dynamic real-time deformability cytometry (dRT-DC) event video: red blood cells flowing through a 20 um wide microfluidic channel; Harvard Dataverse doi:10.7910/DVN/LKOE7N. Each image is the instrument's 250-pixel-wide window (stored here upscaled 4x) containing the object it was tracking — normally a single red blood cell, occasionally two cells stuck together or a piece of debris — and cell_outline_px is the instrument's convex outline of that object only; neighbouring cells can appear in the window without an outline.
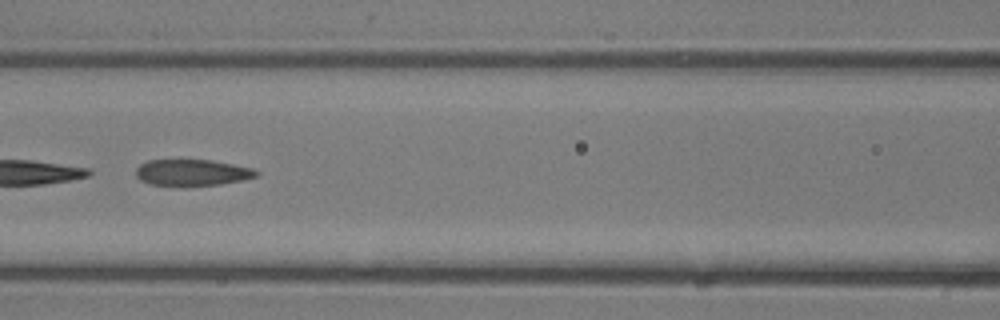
{"species": "common noctule bat (a hibernating species)", "species_latin": "Nyctalus noctula", "temperature_condition": "room temperature", "stored_images_in_passage": 35, "camera_frame_rate_fps": 3000, "um_per_image_px": 0.085, "animal": {"sex": "male", "body_mass_g": 13.3}, "frame": {"image": 1, "passage_image": 16, "time_ms": 5.0, "image_size_px": [1000, 320], "cell_outline_px": [[260, 172], [256, 176], [240, 180], [220, 184], [184, 188], [152, 184], [140, 180], [136, 176], [136, 168], [140, 164], [148, 160], [180, 156], [212, 160], [252, 168]], "centroid_in_image_um": [16.25, 14.64], "position_along_channel_um": 150.4, "area_um2": 19.77}}
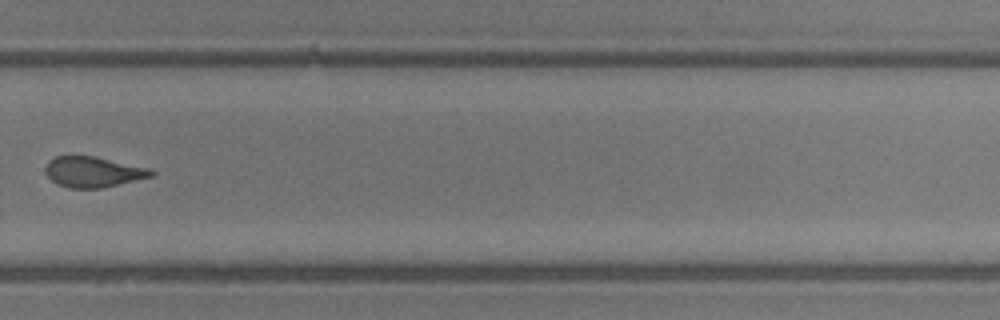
{"frame": {"image": 2, "passage_image": 25, "time_ms": 8.0, "image_size_px": [1000, 320], "cell_outline_px": [[156, 172], [152, 176], [100, 188], [68, 188], [56, 184], [44, 172], [44, 168], [48, 160], [56, 156], [96, 156], [148, 168]], "centroid_in_image_um": [7.86, 14.6], "position_along_channel_um": 321.9, "area_um2": 18.79}}